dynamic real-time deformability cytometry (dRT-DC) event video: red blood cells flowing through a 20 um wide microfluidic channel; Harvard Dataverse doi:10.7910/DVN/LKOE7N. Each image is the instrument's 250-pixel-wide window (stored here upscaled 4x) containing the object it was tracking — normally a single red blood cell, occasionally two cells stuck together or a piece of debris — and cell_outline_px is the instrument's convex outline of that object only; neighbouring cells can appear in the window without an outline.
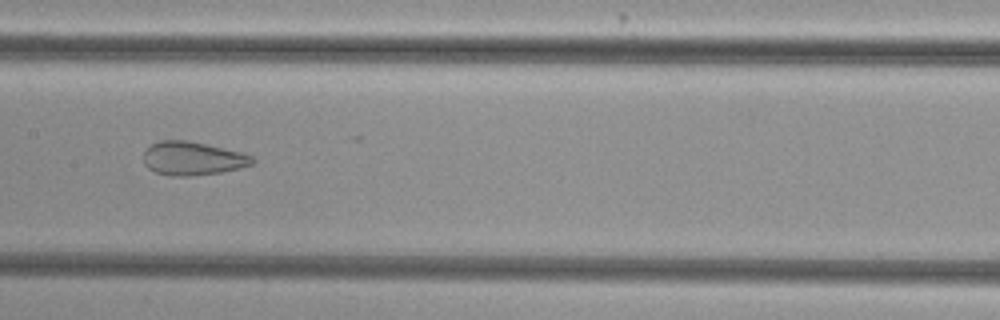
{"species": "common noctule bat (a hibernating species)", "species_latin": "Nyctalus noctula", "temperature_condition": "cold", "stored_images_in_passage": 46, "camera_frame_rate_fps": 3000, "um_per_image_px": 0.085, "animal": {"sex": "female", "body_mass_g": 29.2, "forearm_length_mm": 56.3}, "frame": {"image": 1, "passage_image": 19, "time_ms": 6.0, "image_size_px": [1000, 320], "cell_outline_px": [[256, 160], [252, 164], [240, 168], [220, 172], [188, 176], [168, 176], [156, 172], [148, 168], [144, 164], [144, 152], [152, 144], [160, 140], [188, 140], [244, 152], [252, 156]], "centroid_in_image_um": [16.39, 13.46], "position_along_channel_um": 191.0, "area_um2": 21.39}}
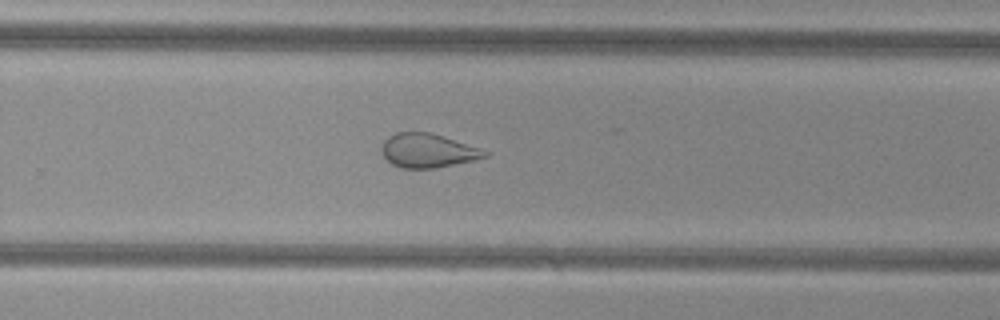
{"frame": {"image": 2, "passage_image": 27, "time_ms": 8.667, "image_size_px": [1000, 320], "cell_outline_px": [[488, 156], [476, 160], [436, 168], [400, 168], [392, 164], [380, 152], [380, 148], [384, 140], [388, 136], [396, 132], [432, 132], [480, 148], [488, 152]], "centroid_in_image_um": [36.35, 12.8], "position_along_channel_um": 293.5, "area_um2": 20.63}}
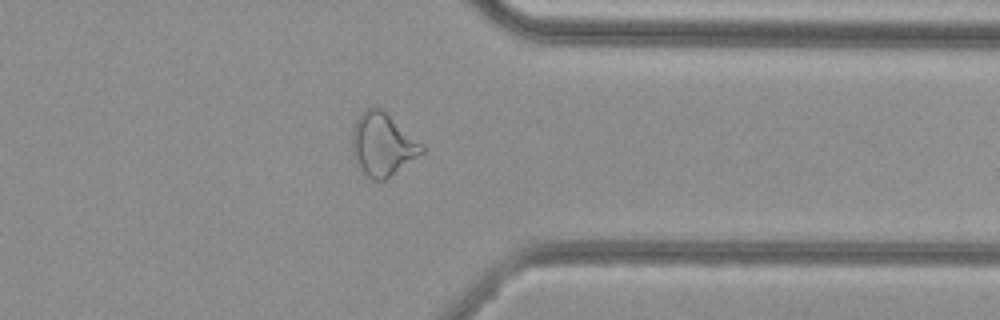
{"frame": {"image": 3, "passage_image": 34, "time_ms": 11.0, "image_size_px": [1000, 320], "cell_outline_px": [[424, 152], [384, 180], [372, 180], [356, 164], [352, 156], [352, 128], [356, 120], [368, 108], [380, 108], [420, 144], [424, 148]], "centroid_in_image_um": [32.46, 12.32], "position_along_channel_um": 378.9, "area_um2": 24.62}, "authors_computed_cell_mechanics": {"area_um2": 25.4031, "velocity_mm_per_s": 3.8489, "shape_relaxation_time_tau1_ms": null, "shape_relaxation_time_tau2_ms": 1.4442, "deformation_change_tau1": null, "deformation_change_tau2": 0.0929}}